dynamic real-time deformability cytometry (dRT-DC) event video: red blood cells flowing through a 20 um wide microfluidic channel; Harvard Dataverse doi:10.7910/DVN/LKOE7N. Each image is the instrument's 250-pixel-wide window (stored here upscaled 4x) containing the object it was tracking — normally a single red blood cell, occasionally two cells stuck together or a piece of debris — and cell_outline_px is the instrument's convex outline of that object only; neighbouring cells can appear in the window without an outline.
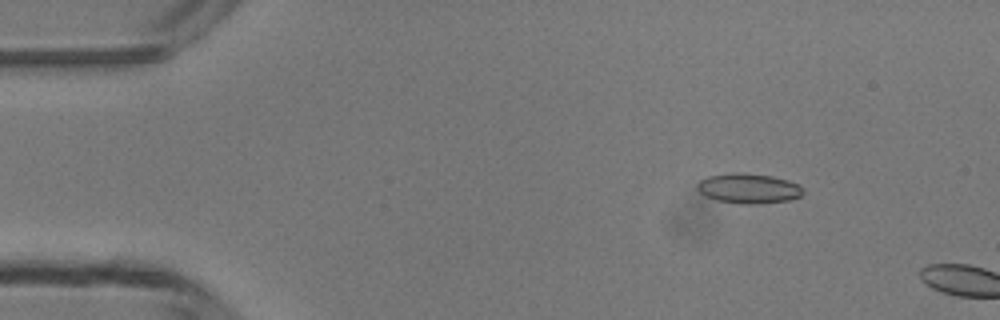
{"species": "common noctule bat (a hibernating species)", "species_latin": "Nyctalus noctula", "temperature_condition": "room temperature", "stored_images_in_passage": 3, "camera_frame_rate_fps": 3000, "um_per_image_px": 0.085, "animal": {"sex": "male", "body_mass_g": 13.3}, "frame": {"image": 1, "passage_image": 2, "time_ms": 1.333, "image_size_px": [1000, 320], "cell_outline_px": [[804, 192], [800, 196], [792, 200], [756, 204], [740, 204], [716, 200], [700, 192], [696, 188], [696, 184], [700, 180], [708, 176], [736, 172], [744, 172], [772, 176], [788, 180], [800, 184], [804, 188]], "centroid_in_image_um": [63.67, 16.01], "position_along_channel_um": 21.3, "area_um2": 18.73}}